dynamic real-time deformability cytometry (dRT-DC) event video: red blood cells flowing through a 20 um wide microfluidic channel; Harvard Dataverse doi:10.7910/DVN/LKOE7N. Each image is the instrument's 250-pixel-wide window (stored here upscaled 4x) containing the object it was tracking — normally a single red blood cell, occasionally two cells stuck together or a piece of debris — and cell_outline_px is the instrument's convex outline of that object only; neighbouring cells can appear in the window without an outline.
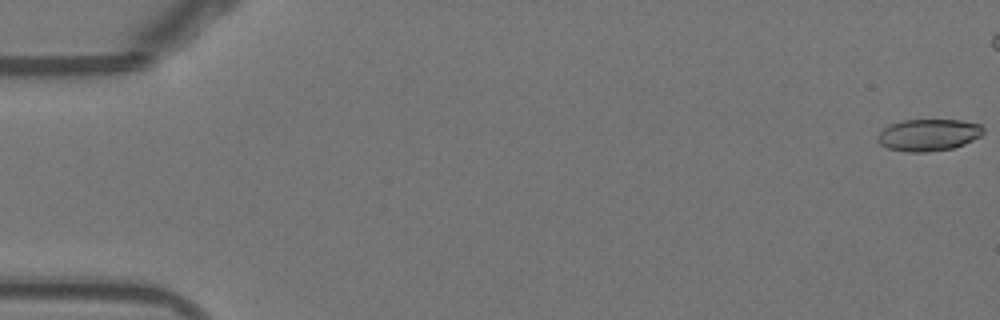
{"species": "Egyptian fruit bat (a non-hibernating species)", "species_latin": "Rousettus aegyptiacus", "temperature_condition": "warm", "stored_images_in_passage": 47, "camera_frame_rate_fps": 3000, "um_per_image_px": 0.085, "animal": {"sex": "female"}, "frame": {"image": 1, "passage_image": 1, "time_ms": 0.0, "image_size_px": [1000, 320], "cell_outline_px": [[984, 132], [980, 136], [964, 144], [952, 148], [928, 152], [908, 152], [888, 148], [880, 144], [876, 140], [876, 136], [884, 128], [892, 124], [904, 120], [960, 120], [980, 124], [984, 128]], "centroid_in_image_um": [78.92, 11.47], "position_along_channel_um": 6.1, "area_um2": 19.59}}
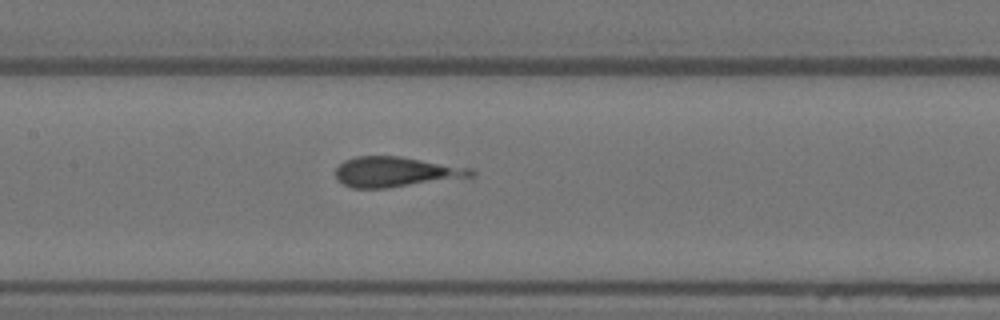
{"frame": {"image": 2, "passage_image": 26, "time_ms": 8.333, "image_size_px": [1000, 320], "cell_outline_px": [[476, 176], [388, 188], [352, 188], [336, 180], [336, 168], [344, 160], [356, 156], [400, 156], [472, 168], [476, 172]], "centroid_in_image_um": [33.65, 14.61], "position_along_channel_um": 173.8, "area_um2": 23.93}}
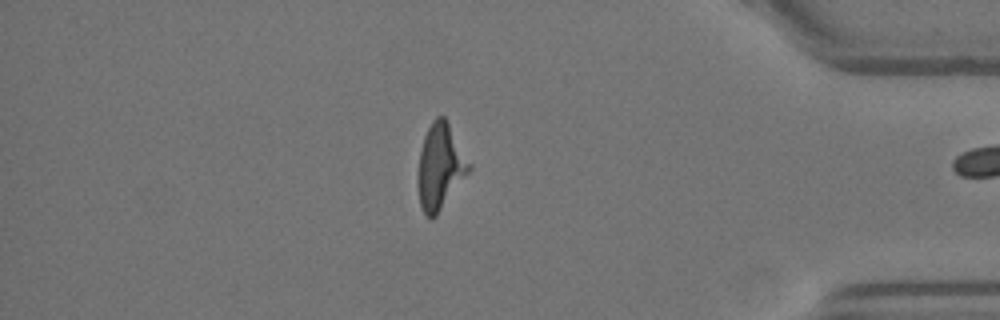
{"frame": {"image": 3, "passage_image": 46, "time_ms": 15.0, "image_size_px": [1000, 320], "cell_outline_px": [[472, 168], [436, 216], [432, 220], [424, 212], [420, 204], [420, 152], [424, 136], [432, 120], [436, 116], [444, 116], [472, 164]], "centroid_in_image_um": [37.46, 14.13], "position_along_channel_um": 397.7, "area_um2": 24.74}}